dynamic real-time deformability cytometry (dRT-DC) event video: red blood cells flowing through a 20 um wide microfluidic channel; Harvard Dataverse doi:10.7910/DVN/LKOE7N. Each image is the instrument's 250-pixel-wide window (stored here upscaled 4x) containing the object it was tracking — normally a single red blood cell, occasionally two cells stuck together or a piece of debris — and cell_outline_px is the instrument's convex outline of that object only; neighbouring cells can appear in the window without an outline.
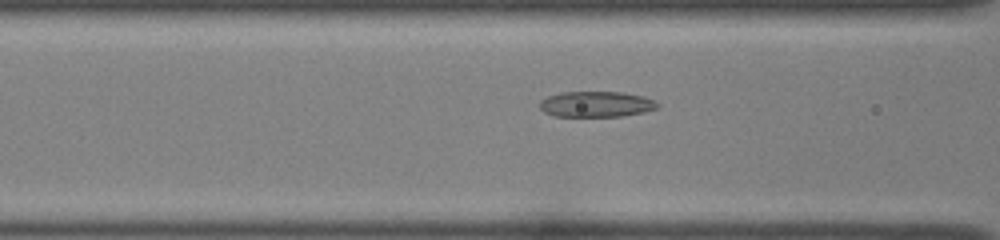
{"species": "common noctule bat (a hibernating species)", "species_latin": "Nyctalus noctula", "temperature_condition": "room temperature", "stored_images_in_passage": 39, "camera_frame_rate_fps": 3000, "um_per_image_px": 0.085, "animal": {"sex": "female", "body_mass_g": 22.0, "forearm_length_mm": 56.7}, "frame": {"image": 1, "passage_image": 10, "time_ms": 3.0, "image_size_px": [1000, 240], "cell_outline_px": [[660, 104], [656, 108], [644, 112], [620, 116], [552, 116], [544, 112], [540, 108], [540, 100], [548, 96], [564, 92], [620, 92], [644, 96], [656, 100]], "centroid_in_image_um": [50.69, 8.85], "position_along_channel_um": 115.9, "area_um2": 17.63}}
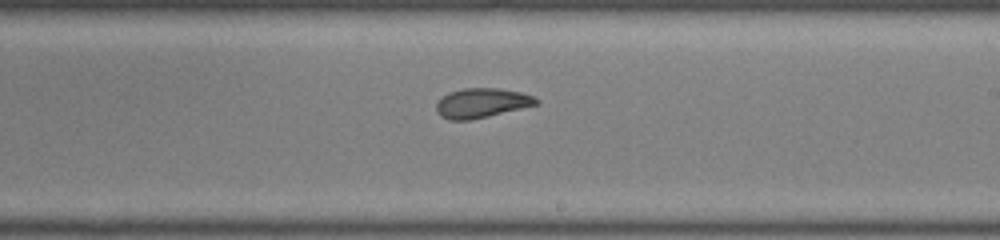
{"frame": {"image": 2, "passage_image": 20, "time_ms": 6.333, "image_size_px": [1000, 240], "cell_outline_px": [[540, 104], [472, 120], [448, 120], [440, 116], [436, 112], [436, 104], [448, 92], [464, 88], [496, 88], [520, 92], [532, 96], [540, 100]], "centroid_in_image_um": [40.95, 8.76], "position_along_channel_um": 248.1, "area_um2": 17.28}}
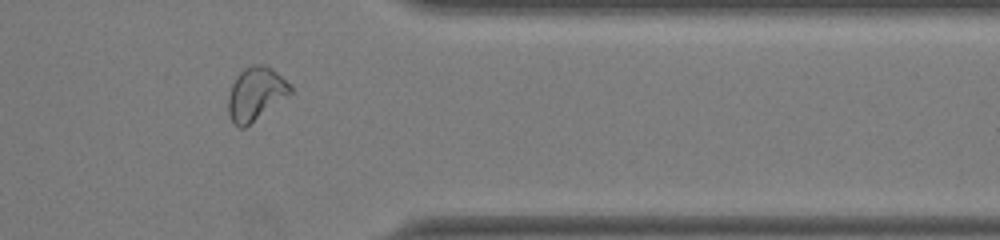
{"frame": {"image": 3, "passage_image": 31, "time_ms": 10.0, "image_size_px": [1000, 240], "cell_outline_px": [[292, 92], [244, 128], [240, 128], [232, 124], [228, 116], [228, 96], [232, 84], [236, 76], [244, 68], [252, 64], [264, 64], [272, 68], [292, 88]], "centroid_in_image_um": [21.68, 7.97], "position_along_channel_um": 389.7, "area_um2": 19.07}, "authors_computed_cell_mechanics": {"area_um2": 17.7446, "velocity_mm_per_s": 3.975, "shape_relaxation_time_tau1_ms": 4.4339, "shape_relaxation_time_tau2_ms": 1.884, "deformation_change_tau1": 0.1525, "deformation_change_tau2": 0.0821}}